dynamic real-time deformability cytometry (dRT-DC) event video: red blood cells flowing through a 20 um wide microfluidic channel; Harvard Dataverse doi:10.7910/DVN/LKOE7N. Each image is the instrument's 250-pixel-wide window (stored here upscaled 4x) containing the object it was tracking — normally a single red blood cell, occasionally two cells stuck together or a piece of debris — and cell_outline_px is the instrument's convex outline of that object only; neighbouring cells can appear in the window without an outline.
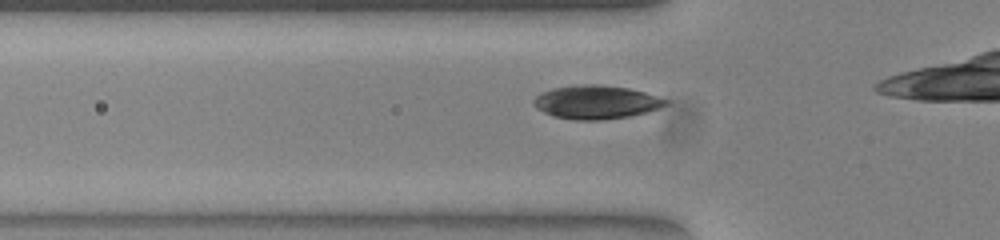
{"species": "common noctule bat (a hibernating species)", "species_latin": "Nyctalus noctula", "temperature_condition": "warm", "stored_images_in_passage": 33, "camera_frame_rate_fps": 3000, "um_per_image_px": 0.085, "animal": {"sex": "female", "body_mass_g": 23.0, "forearm_length_mm": 53.4}, "frame": {"image": 1, "passage_image": 6, "time_ms": 1.667, "image_size_px": [1000, 240], "cell_outline_px": [[672, 100], [668, 104], [660, 108], [648, 112], [628, 116], [600, 120], [576, 120], [552, 116], [536, 108], [532, 104], [532, 100], [536, 96], [552, 88], [580, 84], [596, 84], [628, 88], [644, 92]], "centroid_in_image_um": [50.69, 8.68], "position_along_channel_um": 75.1, "area_um2": 25.95}}
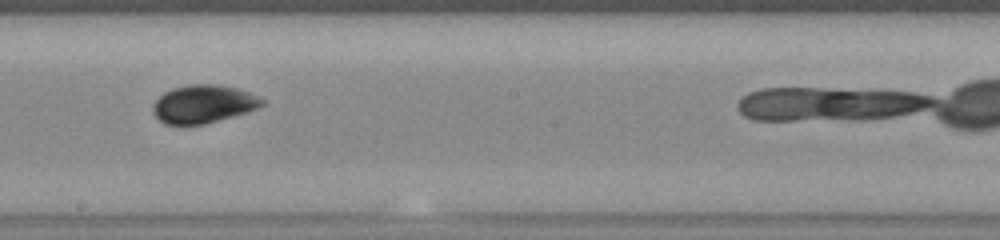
{"frame": {"image": 2, "passage_image": 18, "time_ms": 5.667, "image_size_px": [1000, 240], "cell_outline_px": [[268, 100], [264, 104], [248, 112], [204, 124], [164, 124], [152, 112], [152, 104], [164, 92], [172, 88], [188, 84], [216, 84], [240, 88]], "centroid_in_image_um": [17.31, 8.82], "position_along_channel_um": 230.9, "area_um2": 24.45}}
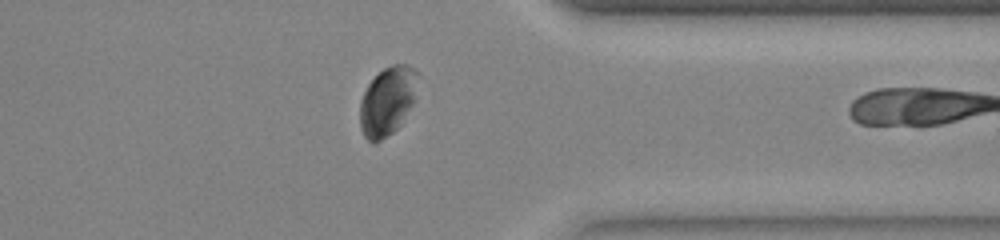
{"frame": {"image": 3, "passage_image": 30, "time_ms": 9.667, "image_size_px": [1000, 240], "cell_outline_px": [[420, 72], [416, 100], [400, 124], [392, 132], [376, 144], [368, 140], [364, 136], [360, 128], [360, 100], [368, 84], [384, 68], [392, 64], [408, 64], [416, 68]], "centroid_in_image_um": [32.98, 8.56], "position_along_channel_um": 378.4, "area_um2": 23.64}, "authors_computed_cell_mechanics": {"area_um2": 24.4494, "velocity_mm_per_s": 3.8847, "shape_relaxation_time_tau1_ms": 1.9243, "shape_relaxation_time_tau2_ms": null, "deformation_change_tau1": 0.1054, "deformation_change_tau2": null}}